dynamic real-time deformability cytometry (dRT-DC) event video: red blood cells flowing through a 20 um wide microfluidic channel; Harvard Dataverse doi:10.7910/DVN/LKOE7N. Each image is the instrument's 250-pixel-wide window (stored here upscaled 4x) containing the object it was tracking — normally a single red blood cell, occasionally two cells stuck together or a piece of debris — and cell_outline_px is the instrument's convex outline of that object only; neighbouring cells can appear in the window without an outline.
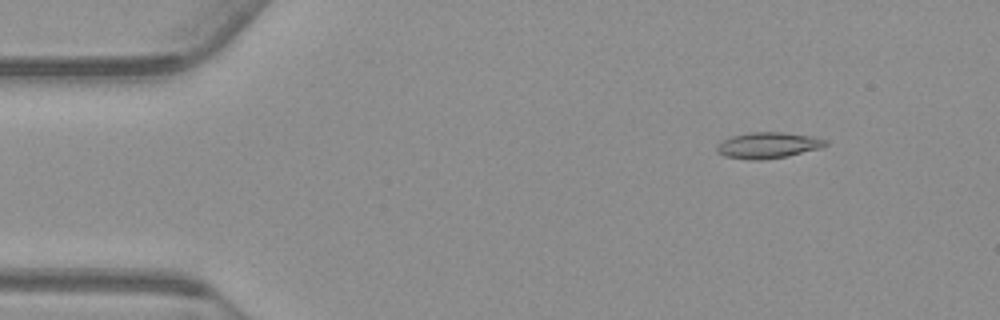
{"species": "common noctule bat (a hibernating species)", "species_latin": "Nyctalus noctula", "temperature_condition": "warm", "stored_images_in_passage": 55, "camera_frame_rate_fps": 3000, "um_per_image_px": 0.085, "animal": {"sex": "male", "body_mass_g": 23.1, "forearm_length_mm": 52.7}, "frame": {"image": 1, "passage_image": 7, "time_ms": 2.0, "image_size_px": [1000, 320], "cell_outline_px": [[828, 144], [820, 148], [788, 156], [764, 160], [752, 160], [724, 156], [716, 148], [716, 144], [732, 136], [748, 132], [784, 132], [812, 136], [828, 140]], "centroid_in_image_um": [65.3, 12.34], "position_along_channel_um": 19.7, "area_um2": 16.53}}
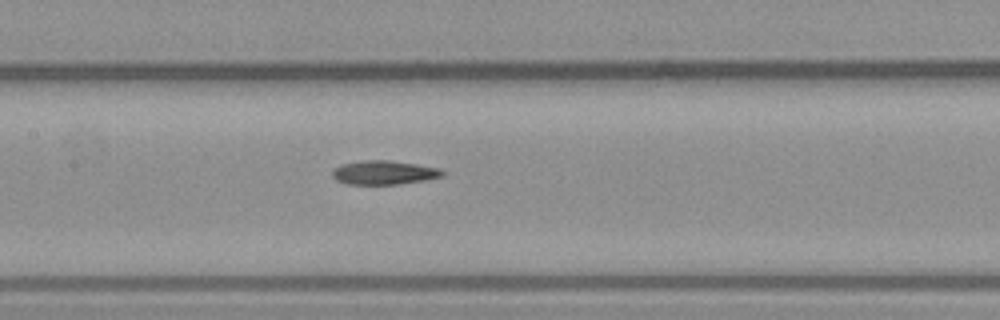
{"frame": {"image": 2, "passage_image": 26, "time_ms": 8.333, "image_size_px": [1000, 320], "cell_outline_px": [[444, 176], [424, 180], [400, 184], [348, 184], [336, 180], [332, 176], [332, 172], [340, 164], [364, 160], [388, 160], [416, 164], [440, 168], [444, 172]], "centroid_in_image_um": [32.64, 14.66], "position_along_channel_um": 174.8, "area_um2": 15.32}}
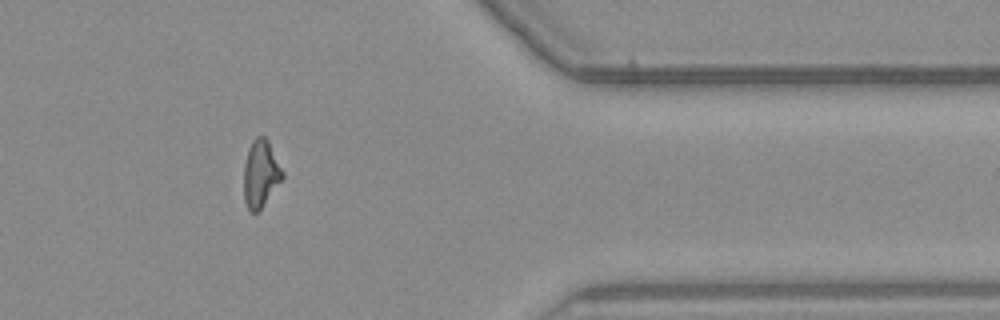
{"frame": {"image": 3, "passage_image": 45, "time_ms": 14.667, "image_size_px": [1000, 320], "cell_outline_px": [[284, 176], [260, 208], [256, 212], [248, 212], [244, 200], [244, 164], [248, 148], [252, 140], [256, 136], [264, 136], [268, 140], [284, 172]], "centroid_in_image_um": [22.14, 14.73], "position_along_channel_um": 389.3, "area_um2": 15.03}, "authors_computed_cell_mechanics": {"area_um2": 15.4326, "velocity_mm_per_s": 3.764, "shape_relaxation_time_tau1_ms": null, "shape_relaxation_time_tau2_ms": 11.189, "deformation_change_tau1": null, "deformation_change_tau2": 0.2667}}